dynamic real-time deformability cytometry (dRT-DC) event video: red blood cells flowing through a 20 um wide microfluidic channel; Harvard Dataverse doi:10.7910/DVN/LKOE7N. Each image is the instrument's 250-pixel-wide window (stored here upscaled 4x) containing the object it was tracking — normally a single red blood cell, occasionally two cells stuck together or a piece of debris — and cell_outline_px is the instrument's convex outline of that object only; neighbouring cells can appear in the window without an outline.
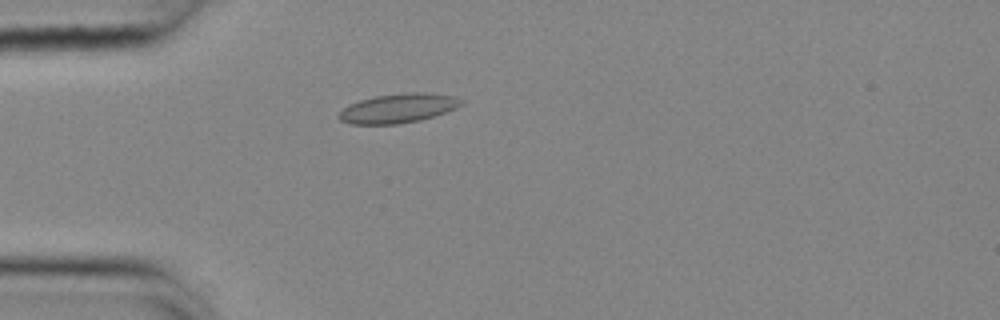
{"species": "common noctule bat (a hibernating species)", "species_latin": "Nyctalus noctula", "temperature_condition": "cold", "stored_images_in_passage": 54, "camera_frame_rate_fps": 3000, "um_per_image_px": 0.085, "animal": {"sex": "female", "body_mass_g": 25.1}, "frame": {"image": 1, "passage_image": 15, "time_ms": 4.667, "image_size_px": [1000, 320], "cell_outline_px": [[464, 104], [456, 108], [420, 120], [396, 124], [352, 124], [340, 120], [336, 116], [348, 104], [360, 100], [376, 96], [408, 92], [428, 92], [456, 96], [464, 100]], "centroid_in_image_um": [33.86, 9.19], "position_along_channel_um": 51.1, "area_um2": 20.92}}
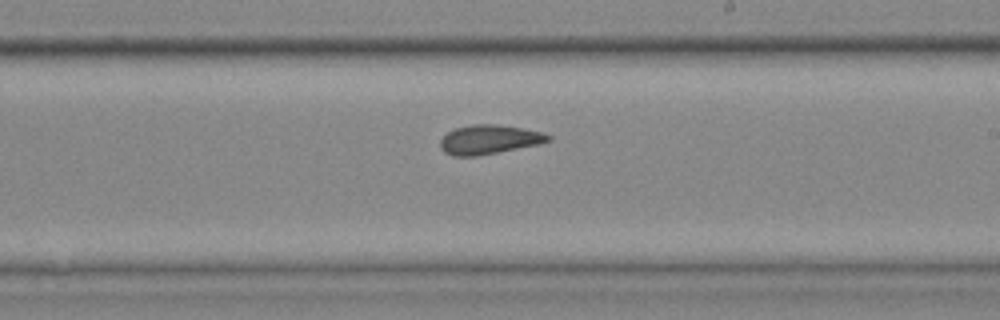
{"frame": {"image": 2, "passage_image": 32, "time_ms": 10.333, "image_size_px": [1000, 320], "cell_outline_px": [[552, 140], [540, 144], [476, 156], [452, 156], [444, 152], [440, 148], [440, 140], [448, 132], [456, 128], [472, 124], [496, 124], [544, 132], [552, 136]], "centroid_in_image_um": [41.59, 11.86], "position_along_channel_um": 247.4, "area_um2": 18.38}}
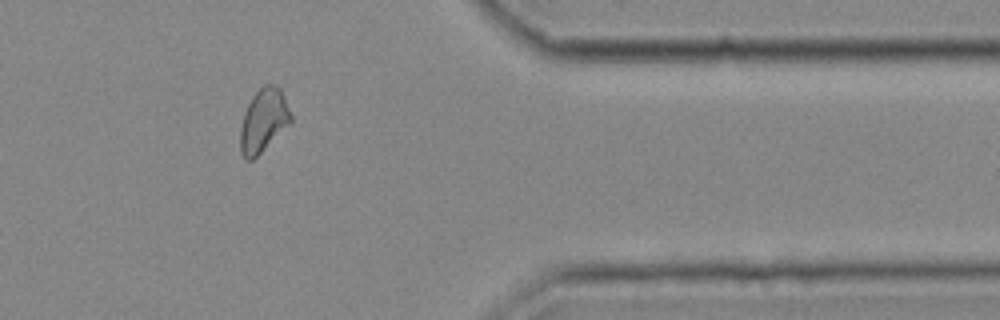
{"frame": {"image": 3, "passage_image": 45, "time_ms": 14.667, "image_size_px": [1000, 320], "cell_outline_px": [[292, 120], [252, 160], [244, 160], [240, 152], [240, 128], [244, 112], [252, 96], [264, 84], [276, 84], [280, 88], [292, 116]], "centroid_in_image_um": [22.36, 10.22], "position_along_channel_um": 389.0, "area_um2": 18.32}, "authors_computed_cell_mechanics": {"area_um2": 19.0162, "velocity_mm_per_s": 3.6656, "shape_relaxation_time_tau1_ms": null, "shape_relaxation_time_tau2_ms": 2.1138, "deformation_change_tau1": null, "deformation_change_tau2": 0.0671}}